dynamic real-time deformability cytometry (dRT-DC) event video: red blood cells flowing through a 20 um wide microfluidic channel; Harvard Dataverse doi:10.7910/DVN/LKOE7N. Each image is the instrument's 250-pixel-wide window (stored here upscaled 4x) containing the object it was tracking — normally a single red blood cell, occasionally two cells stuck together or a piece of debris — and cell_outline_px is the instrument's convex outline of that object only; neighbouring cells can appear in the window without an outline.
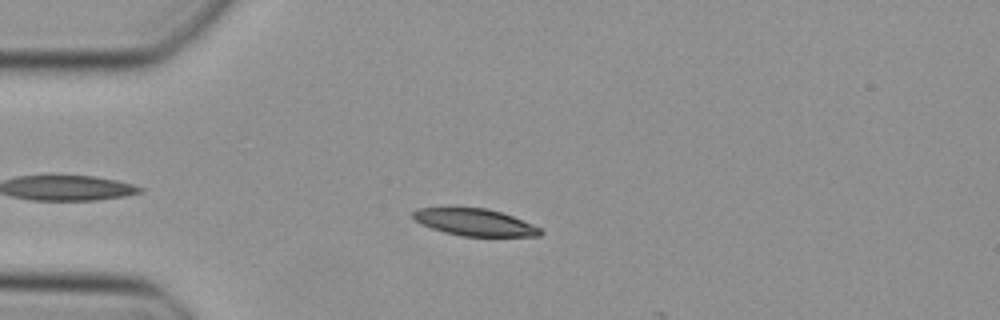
{"species": "Egyptian fruit bat (a non-hibernating species)", "species_latin": "Rousettus aegyptiacus", "temperature_condition": "cold", "stored_images_in_passage": 11, "camera_frame_rate_fps": 3000, "um_per_image_px": 0.085, "animal": {"sex": "female"}, "frame": {"image": 1, "passage_image": 6, "time_ms": 1.667, "image_size_px": [1000, 320], "cell_outline_px": [[544, 232], [540, 236], [464, 236], [444, 232], [420, 224], [412, 216], [412, 212], [420, 208], [488, 208], [512, 216], [532, 224], [540, 228]], "centroid_in_image_um": [40.37, 18.9], "position_along_channel_um": 44.6, "area_um2": 19.83}}
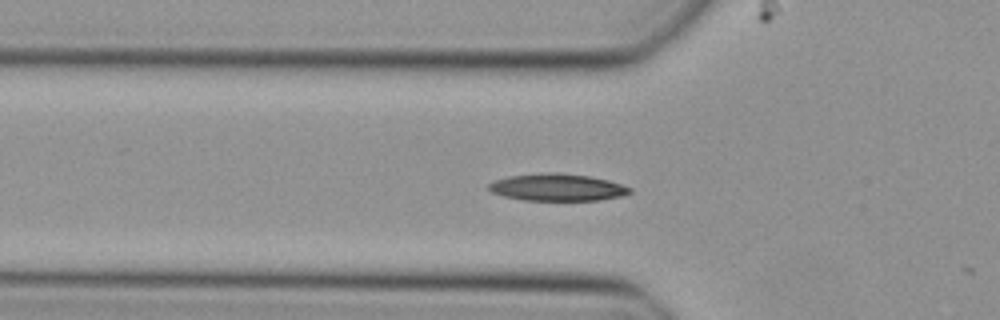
{"frame": {"image": 2, "passage_image": 10, "time_ms": 3.0, "image_size_px": [1000, 320], "cell_outline_px": [[632, 192], [620, 196], [600, 200], [524, 200], [504, 196], [492, 192], [488, 188], [488, 184], [496, 180], [508, 176], [540, 172], [552, 172], [588, 176], [608, 180], [632, 188]], "centroid_in_image_um": [47.36, 15.92], "position_along_channel_um": 78.4, "area_um2": 22.2}}